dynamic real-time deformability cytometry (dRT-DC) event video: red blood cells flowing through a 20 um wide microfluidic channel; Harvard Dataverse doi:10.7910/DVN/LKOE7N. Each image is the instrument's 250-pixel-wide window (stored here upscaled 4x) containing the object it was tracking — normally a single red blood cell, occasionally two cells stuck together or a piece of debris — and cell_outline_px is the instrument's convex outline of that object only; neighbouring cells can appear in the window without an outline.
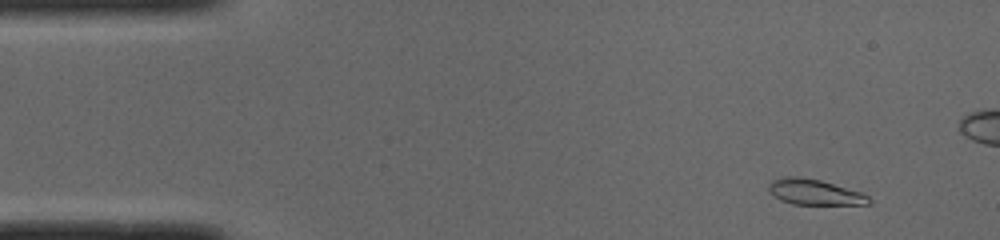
{"species": "common noctule bat (a hibernating species)", "species_latin": "Nyctalus noctula", "temperature_condition": "cold", "stored_images_in_passage": 7, "camera_frame_rate_fps": 3000, "um_per_image_px": 0.085, "animal": {"sex": "male", "body_mass_g": 19.0, "forearm_length_mm": 50.8}, "frame": {"image": 1, "passage_image": 3, "time_ms": 0.667, "image_size_px": [1000, 240], "cell_outline_px": [[872, 204], [792, 204], [780, 200], [772, 196], [768, 192], [768, 184], [772, 180], [784, 176], [800, 176], [820, 180], [860, 192], [868, 196], [872, 200]], "centroid_in_image_um": [69.18, 16.32], "position_along_channel_um": 15.8, "area_um2": 15.03}}